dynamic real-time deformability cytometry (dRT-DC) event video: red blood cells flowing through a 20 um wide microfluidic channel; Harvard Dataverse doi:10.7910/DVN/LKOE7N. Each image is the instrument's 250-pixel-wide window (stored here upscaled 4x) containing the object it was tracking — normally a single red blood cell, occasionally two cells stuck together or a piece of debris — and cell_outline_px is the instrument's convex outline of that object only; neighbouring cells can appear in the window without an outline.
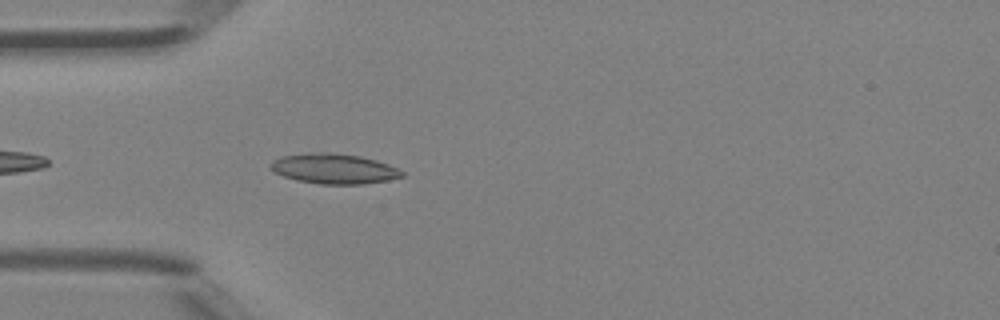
{"species": "Egyptian fruit bat (a non-hibernating species)", "species_latin": "Rousettus aegyptiacus", "temperature_condition": "room temperature", "stored_images_in_passage": 22, "camera_frame_rate_fps": 3000, "um_per_image_px": 0.085, "animal": {"sex": "female"}, "frame": {"image": 1, "passage_image": 4, "time_ms": 1.0, "image_size_px": [1000, 320], "cell_outline_px": [[404, 176], [388, 180], [364, 184], [320, 184], [296, 180], [284, 176], [268, 168], [268, 164], [272, 160], [280, 156], [308, 152], [328, 152], [360, 156], [376, 160], [388, 164], [404, 172]], "centroid_in_image_um": [28.34, 14.33], "position_along_channel_um": 56.7, "area_um2": 23.24}}